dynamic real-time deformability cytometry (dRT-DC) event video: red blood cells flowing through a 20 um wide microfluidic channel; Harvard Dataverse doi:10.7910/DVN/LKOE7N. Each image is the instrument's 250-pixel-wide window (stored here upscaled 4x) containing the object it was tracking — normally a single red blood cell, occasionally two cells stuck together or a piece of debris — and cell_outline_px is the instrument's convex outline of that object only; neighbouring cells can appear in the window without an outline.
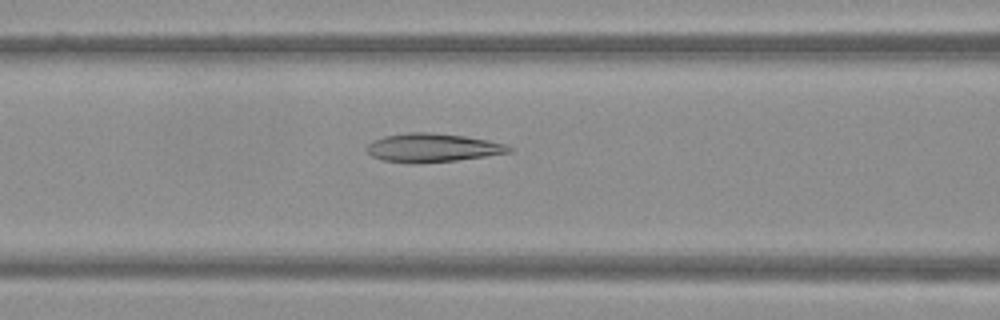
{"species": "Egyptian fruit bat (a non-hibernating species)", "species_latin": "Rousettus aegyptiacus", "temperature_condition": "warm", "stored_images_in_passage": 49, "camera_frame_rate_fps": 3000, "um_per_image_px": 0.085, "frame": {"image": 1, "passage_image": 20, "time_ms": 6.333, "image_size_px": [1000, 320], "cell_outline_px": [[512, 152], [456, 160], [412, 164], [380, 160], [372, 156], [364, 148], [372, 140], [384, 136], [408, 132], [428, 132], [464, 136], [488, 140], [508, 144], [512, 148]], "centroid_in_image_um": [36.72, 12.56], "position_along_channel_um": 129.9, "area_um2": 23.87}}
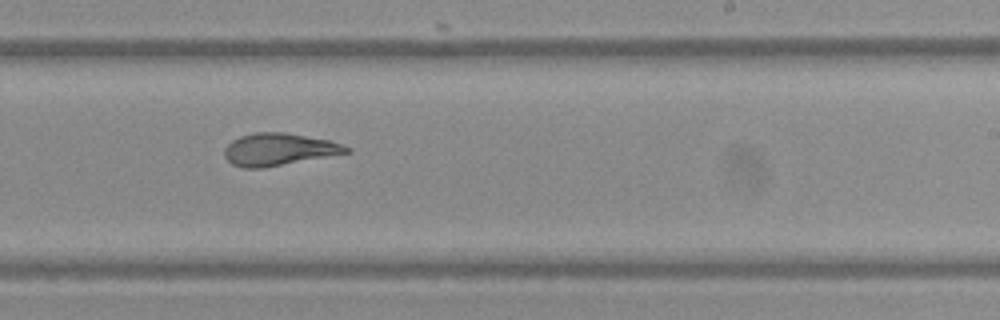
{"frame": {"image": 2, "passage_image": 30, "time_ms": 9.667, "image_size_px": [1000, 320], "cell_outline_px": [[352, 152], [264, 168], [244, 168], [232, 164], [224, 156], [224, 148], [232, 140], [240, 136], [256, 132], [284, 132], [328, 140], [352, 148]], "centroid_in_image_um": [23.69, 12.7], "position_along_channel_um": 265.3, "area_um2": 22.95}}
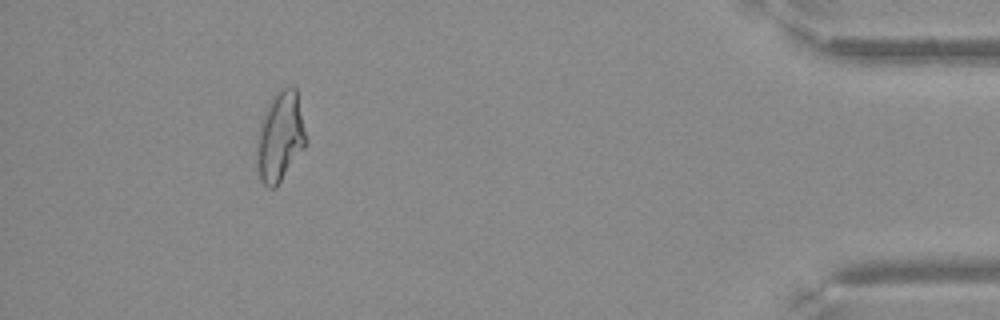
{"frame": {"image": 3, "passage_image": 45, "time_ms": 14.667, "image_size_px": [1000, 320], "cell_outline_px": [[308, 140], [304, 148], [276, 188], [268, 188], [260, 180], [256, 160], [256, 136], [260, 120], [272, 96], [280, 88], [292, 84], [296, 88]], "centroid_in_image_um": [23.8, 11.6], "position_along_channel_um": 411.4, "area_um2": 26.36}}